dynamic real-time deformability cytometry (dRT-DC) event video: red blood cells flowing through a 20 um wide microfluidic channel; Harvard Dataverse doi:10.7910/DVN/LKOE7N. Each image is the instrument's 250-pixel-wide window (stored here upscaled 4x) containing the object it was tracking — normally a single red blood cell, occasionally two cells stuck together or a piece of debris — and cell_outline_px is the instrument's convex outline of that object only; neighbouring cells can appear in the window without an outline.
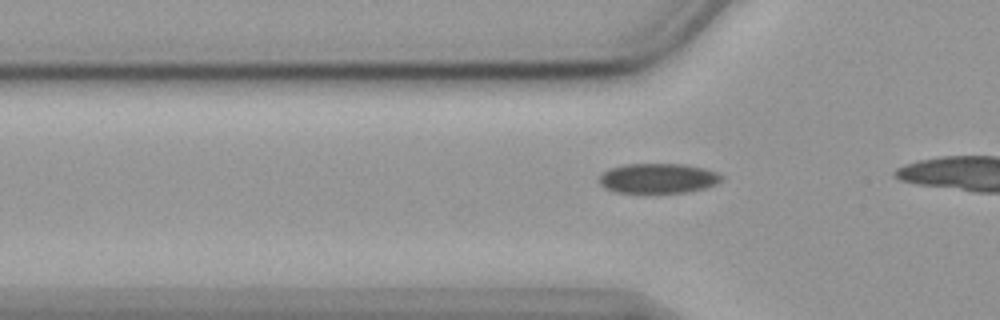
{"species": "common noctule bat (a hibernating species)", "species_latin": "Nyctalus noctula", "temperature_condition": "cold", "stored_images_in_passage": 17, "camera_frame_rate_fps": 3000, "um_per_image_px": 0.085, "animal": {"sex": "female", "body_mass_g": 19.9}, "frame": {"image": 1, "passage_image": 11, "time_ms": 3.333, "image_size_px": [1000, 320], "cell_outline_px": [[724, 176], [716, 184], [704, 188], [684, 192], [616, 192], [604, 188], [600, 184], [600, 176], [608, 168], [624, 164], [684, 164], [704, 168], [716, 172]], "centroid_in_image_um": [55.92, 15.14], "position_along_channel_um": 69.9, "area_um2": 21.15}}
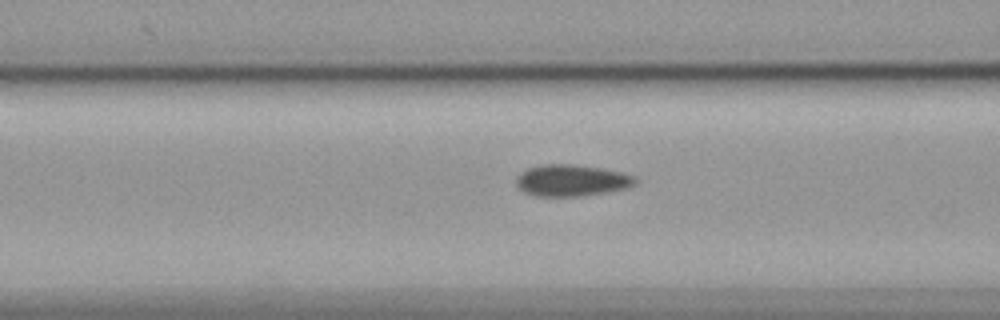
{"frame": {"image": 2, "passage_image": 15, "time_ms": 4.667, "image_size_px": [1000, 320], "cell_outline_px": [[640, 180], [636, 184], [628, 188], [580, 196], [536, 196], [524, 192], [516, 184], [516, 176], [520, 172], [528, 168], [540, 164], [572, 164], [600, 168], [624, 172], [636, 176]], "centroid_in_image_um": [48.61, 15.32], "position_along_channel_um": 118.0, "area_um2": 22.14}}